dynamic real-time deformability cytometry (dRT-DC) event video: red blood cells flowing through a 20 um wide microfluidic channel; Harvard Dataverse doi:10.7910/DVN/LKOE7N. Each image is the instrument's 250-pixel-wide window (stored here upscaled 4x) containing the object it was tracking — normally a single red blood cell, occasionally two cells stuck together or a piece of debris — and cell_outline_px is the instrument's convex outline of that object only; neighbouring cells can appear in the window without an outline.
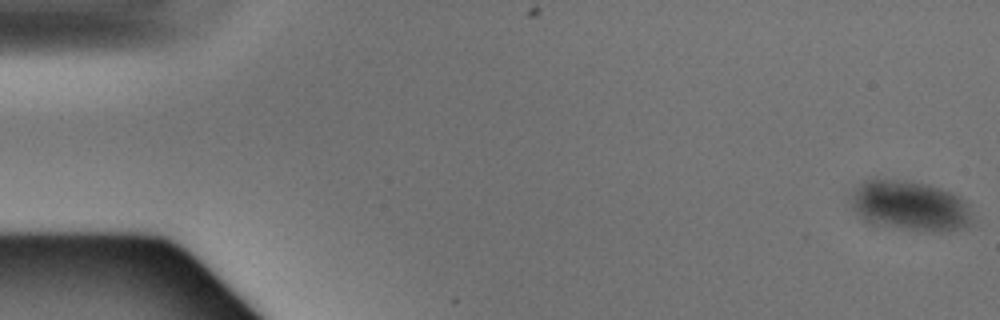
{"species": "Egyptian fruit bat (a non-hibernating species)", "species_latin": "Rousettus aegyptiacus", "temperature_condition": "warm", "stored_images_in_passage": 6, "camera_frame_rate_fps": 3000, "um_per_image_px": 0.085, "animal": {"sex": "male"}, "frame": {"image": 1, "passage_image": 1, "time_ms": 0.0, "image_size_px": [1000, 320], "cell_outline_px": [[972, 216], [968, 224], [960, 228], [944, 232], [932, 232], [872, 228], [852, 208], [852, 188], [864, 180], [900, 180], [928, 184], [948, 192], [964, 200], [968, 204]], "centroid_in_image_um": [77.27, 17.55], "position_along_channel_um": 7.7, "area_um2": 36.01}}
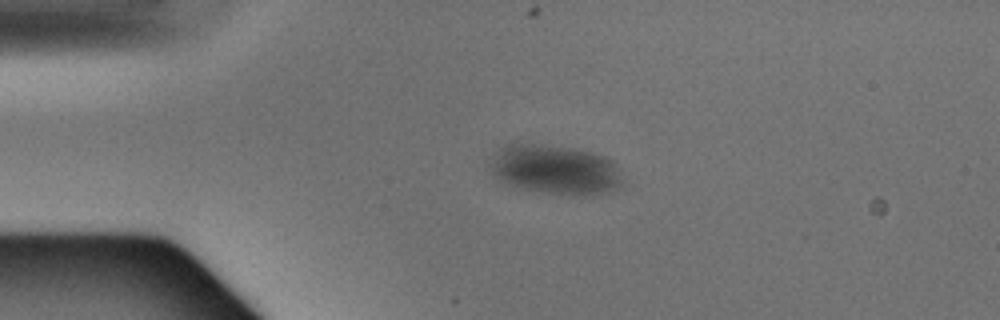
{"frame": {"image": 2, "passage_image": 4, "time_ms": 1.0, "image_size_px": [1000, 320], "cell_outline_px": [[624, 188], [612, 192], [548, 192], [516, 188], [500, 180], [488, 168], [488, 164], [492, 156], [504, 144], [544, 144], [572, 148], [592, 152], [604, 156], [612, 160], [620, 176]], "centroid_in_image_um": [47.14, 14.37], "position_along_channel_um": 37.9, "area_um2": 37.63}}
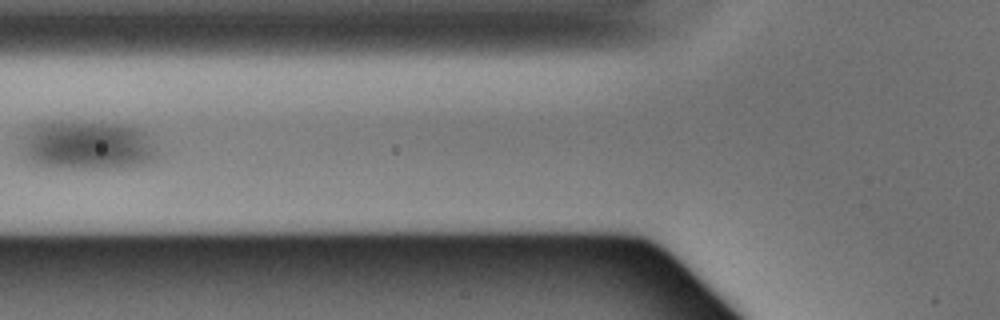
{"frame": {"image": 3, "passage_image": 6, "time_ms": 1.667, "image_size_px": [1000, 320], "cell_outline_px": [[156, 156], [140, 164], [124, 168], [68, 168], [36, 164], [28, 160], [24, 156], [20, 148], [24, 136], [32, 128], [40, 124], [56, 120], [120, 124], [136, 128], [144, 132], [148, 136], [156, 152]], "centroid_in_image_um": [7.37, 12.35], "position_along_channel_um": 118.4, "area_um2": 38.55}}